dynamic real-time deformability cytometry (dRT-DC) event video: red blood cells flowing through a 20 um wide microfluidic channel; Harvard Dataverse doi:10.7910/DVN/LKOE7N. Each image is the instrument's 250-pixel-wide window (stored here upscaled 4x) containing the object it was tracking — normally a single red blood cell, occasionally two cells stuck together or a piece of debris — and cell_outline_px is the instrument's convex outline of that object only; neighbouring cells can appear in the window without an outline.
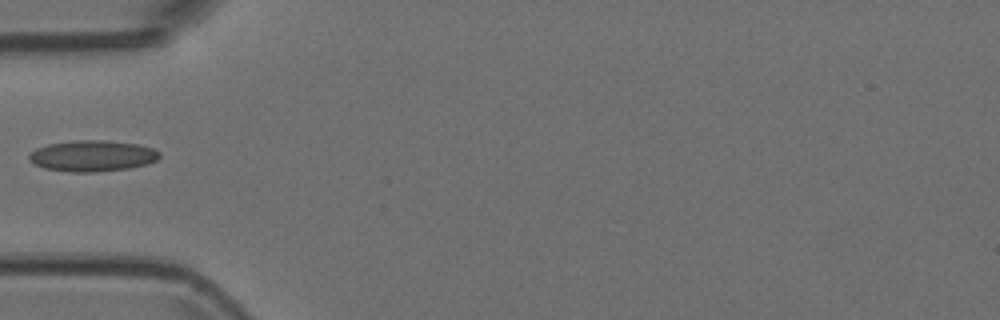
{"species": "Egyptian fruit bat (a non-hibernating species)", "species_latin": "Rousettus aegyptiacus", "temperature_condition": "room temperature", "stored_images_in_passage": 6, "camera_frame_rate_fps": 3000, "um_per_image_px": 0.085, "animal": {"sex": "female"}, "frame": {"image": 1, "passage_image": 6, "time_ms": 1.667, "image_size_px": [1000, 320], "cell_outline_px": [[160, 156], [156, 160], [148, 164], [128, 168], [96, 172], [68, 172], [44, 168], [28, 160], [28, 156], [36, 148], [48, 144], [76, 140], [104, 140], [136, 144], [152, 148], [160, 152]], "centroid_in_image_um": [7.84, 13.25], "position_along_channel_um": 77.2, "area_um2": 23.58}}